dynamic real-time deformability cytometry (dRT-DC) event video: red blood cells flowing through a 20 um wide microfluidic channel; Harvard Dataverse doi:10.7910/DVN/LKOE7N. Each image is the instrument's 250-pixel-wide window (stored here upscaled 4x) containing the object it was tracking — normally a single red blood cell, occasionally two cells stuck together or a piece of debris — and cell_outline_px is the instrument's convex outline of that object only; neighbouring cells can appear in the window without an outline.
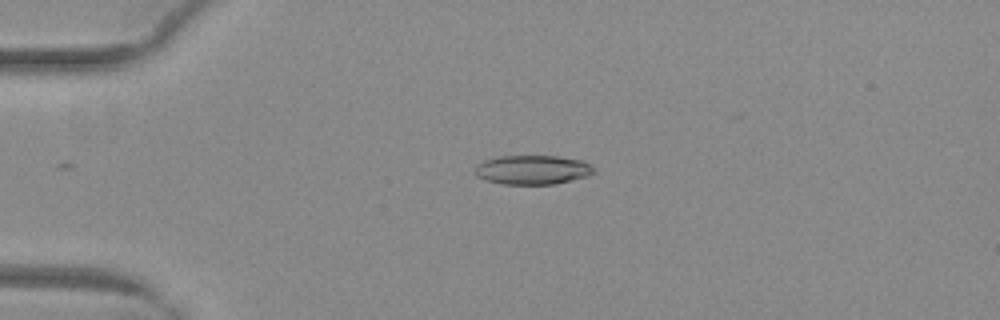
{"species": "common noctule bat (a hibernating species)", "species_latin": "Nyctalus noctula", "temperature_condition": "warm", "stored_images_in_passage": 32, "camera_frame_rate_fps": 3000, "um_per_image_px": 0.085, "animal": {"sex": "female", "body_mass_g": 29.2, "forearm_length_mm": 56.3}, "frame": {"image": 1, "passage_image": 1, "time_ms": 0.0, "image_size_px": [1000, 320], "cell_outline_px": [[596, 172], [588, 176], [556, 184], [500, 184], [476, 176], [476, 164], [484, 160], [500, 156], [556, 156], [584, 160], [596, 168]], "centroid_in_image_um": [45.32, 14.43], "position_along_channel_um": 39.7, "area_um2": 20.4}}
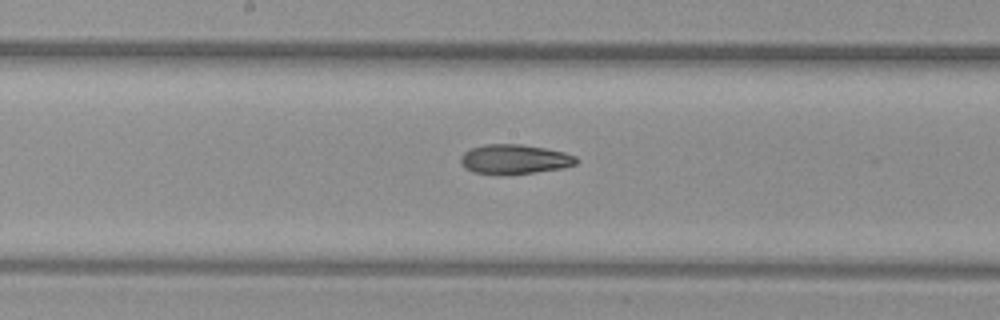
{"frame": {"image": 2, "passage_image": 16, "time_ms": 5.0, "image_size_px": [1000, 320], "cell_outline_px": [[576, 164], [564, 168], [532, 172], [472, 172], [464, 168], [460, 160], [460, 156], [464, 152], [472, 148], [484, 144], [520, 144], [544, 148], [564, 152], [576, 156]], "centroid_in_image_um": [43.73, 13.5], "position_along_channel_um": 204.5, "area_um2": 19.25}}
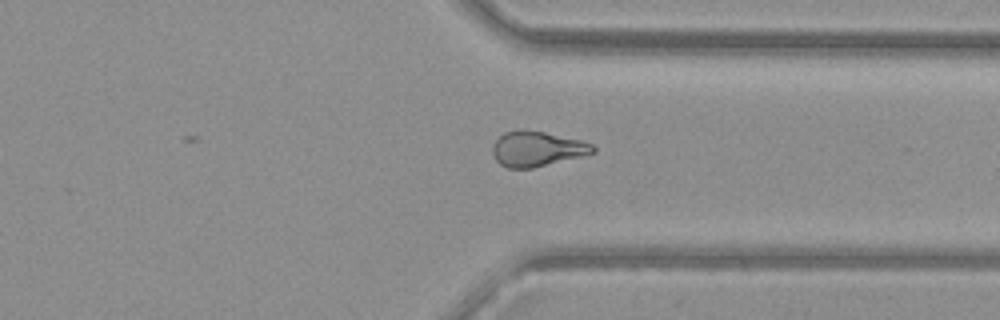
{"frame": {"image": 3, "passage_image": 28, "time_ms": 9.0, "image_size_px": [1000, 320], "cell_outline_px": [[596, 152], [532, 168], [508, 168], [500, 164], [496, 160], [492, 152], [492, 148], [496, 140], [504, 132], [544, 132], [580, 140], [592, 144], [596, 148]], "centroid_in_image_um": [45.65, 12.68], "position_along_channel_um": 365.7, "area_um2": 19.83}, "authors_computed_cell_mechanics": {"area_um2": 20.2878, "velocity_mm_per_s": 4.0434, "shape_relaxation_time_tau1_ms": null, "shape_relaxation_time_tau2_ms": 4.4173, "deformation_change_tau1": null, "deformation_change_tau2": 0.1337}}